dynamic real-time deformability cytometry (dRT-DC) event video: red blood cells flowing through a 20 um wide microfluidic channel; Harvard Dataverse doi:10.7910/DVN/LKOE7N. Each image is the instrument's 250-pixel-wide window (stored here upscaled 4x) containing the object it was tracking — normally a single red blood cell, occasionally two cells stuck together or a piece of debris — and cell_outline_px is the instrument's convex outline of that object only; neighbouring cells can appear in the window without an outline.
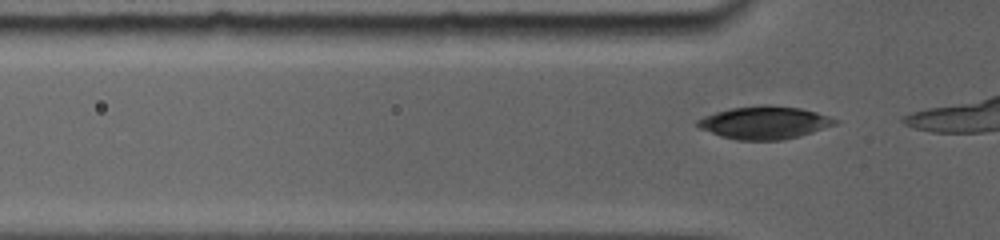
{"species": "common noctule bat (a hibernating species)", "species_latin": "Nyctalus noctula", "temperature_condition": "room temperature", "stored_images_in_passage": 12, "camera_frame_rate_fps": 5000, "um_per_image_px": 0.085, "animal": {"sex": "female", "body_mass_g": 19.0, "forearm_length_mm": 56.7}, "frame": {"image": 1, "passage_image": 2, "time_ms": 0.2, "image_size_px": [1000, 240], "cell_outline_px": [[840, 120], [836, 124], [800, 136], [780, 140], [736, 140], [720, 136], [700, 128], [696, 124], [696, 120], [704, 116], [728, 108], [764, 104], [768, 104], [800, 108], [816, 112]], "centroid_in_image_um": [64.97, 10.41], "position_along_channel_um": 60.8, "area_um2": 26.3}}
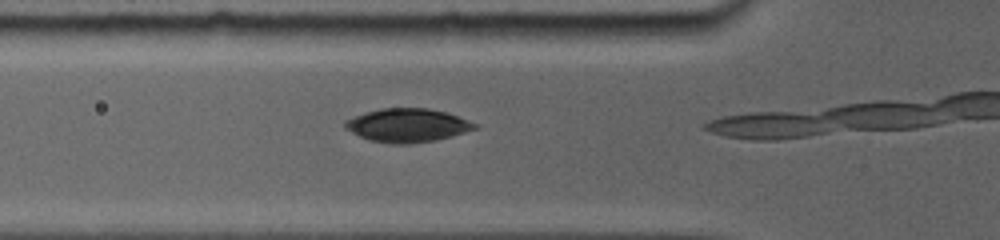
{"frame": {"image": 2, "passage_image": 7, "time_ms": 1.0, "image_size_px": [1000, 240], "cell_outline_px": [[480, 124], [476, 128], [452, 136], [436, 140], [408, 144], [392, 144], [368, 140], [344, 128], [344, 120], [352, 116], [364, 112], [380, 108], [428, 108], [444, 112]], "centroid_in_image_um": [34.58, 10.65], "position_along_channel_um": 91.2, "area_um2": 25.43}}